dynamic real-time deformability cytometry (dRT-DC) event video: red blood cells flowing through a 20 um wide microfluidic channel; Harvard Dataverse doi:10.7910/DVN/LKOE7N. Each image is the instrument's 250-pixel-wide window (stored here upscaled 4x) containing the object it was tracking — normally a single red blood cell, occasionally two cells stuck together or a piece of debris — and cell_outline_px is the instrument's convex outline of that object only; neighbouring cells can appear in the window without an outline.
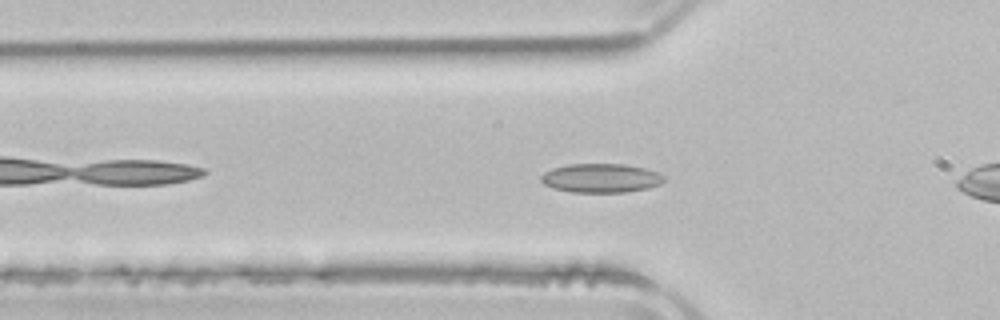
{"species": "common noctule bat (a hibernating species)", "species_latin": "Nyctalus noctula", "temperature_condition": "room temperature", "stored_images_in_passage": 47, "camera_frame_rate_fps": 3000, "um_per_image_px": 0.085, "animal": {"sex": "male", "body_mass_g": 21.5, "forearm_length_mm": 52.0}, "frame": {"image": 1, "passage_image": 11, "time_ms": 3.333, "image_size_px": [1000, 320], "cell_outline_px": [[664, 180], [660, 184], [648, 188], [624, 192], [572, 192], [552, 188], [544, 184], [540, 180], [540, 176], [544, 172], [552, 168], [568, 164], [624, 164], [644, 168], [656, 172], [664, 176]], "centroid_in_image_um": [51.04, 15.13], "position_along_channel_um": 74.8, "area_um2": 20.75}}
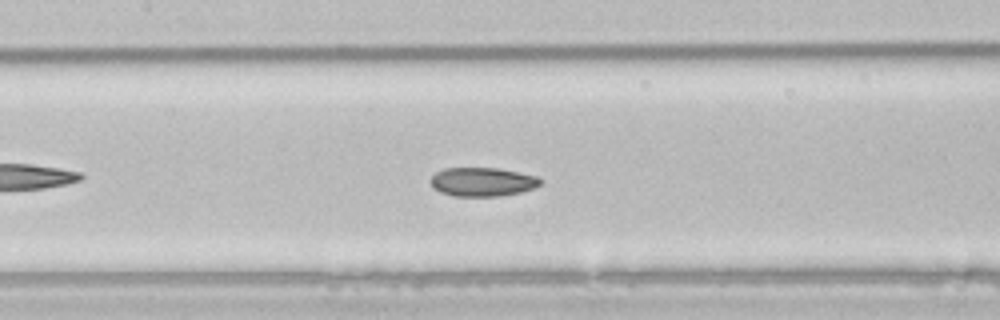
{"frame": {"image": 2, "passage_image": 18, "time_ms": 5.667, "image_size_px": [1000, 320], "cell_outline_px": [[540, 184], [532, 188], [520, 192], [500, 196], [452, 196], [440, 192], [432, 188], [432, 176], [436, 172], [444, 168], [496, 168], [540, 176]], "centroid_in_image_um": [40.99, 15.46], "position_along_channel_um": 166.4, "area_um2": 18.38}}
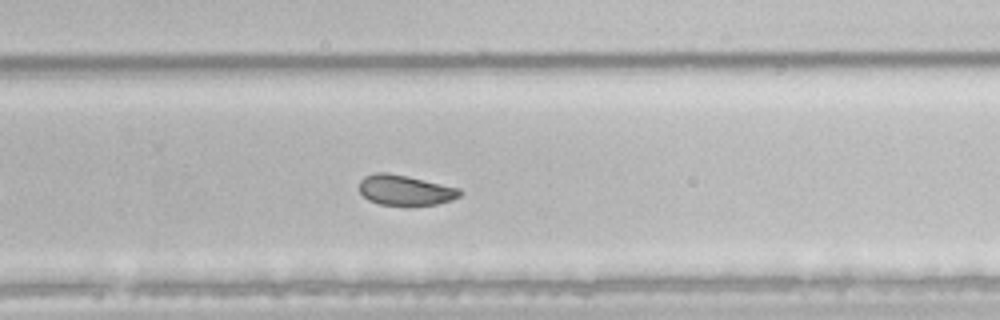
{"frame": {"image": 3, "passage_image": 28, "time_ms": 9.0, "image_size_px": [1000, 320], "cell_outline_px": [[464, 192], [460, 196], [452, 200], [436, 204], [380, 204], [368, 200], [360, 192], [360, 180], [364, 176], [376, 172], [384, 172], [408, 176], [460, 188]], "centroid_in_image_um": [34.46, 16.14], "position_along_channel_um": 295.3, "area_um2": 17.57}, "authors_computed_cell_mechanics": {"area_um2": 19.652, "velocity_mm_per_s": 3.9011, "shape_relaxation_time_tau1_ms": 7.7605, "shape_relaxation_time_tau2_ms": 3.506, "deformation_change_tau1": 0.1213, "deformation_change_tau2": 0.0777}}